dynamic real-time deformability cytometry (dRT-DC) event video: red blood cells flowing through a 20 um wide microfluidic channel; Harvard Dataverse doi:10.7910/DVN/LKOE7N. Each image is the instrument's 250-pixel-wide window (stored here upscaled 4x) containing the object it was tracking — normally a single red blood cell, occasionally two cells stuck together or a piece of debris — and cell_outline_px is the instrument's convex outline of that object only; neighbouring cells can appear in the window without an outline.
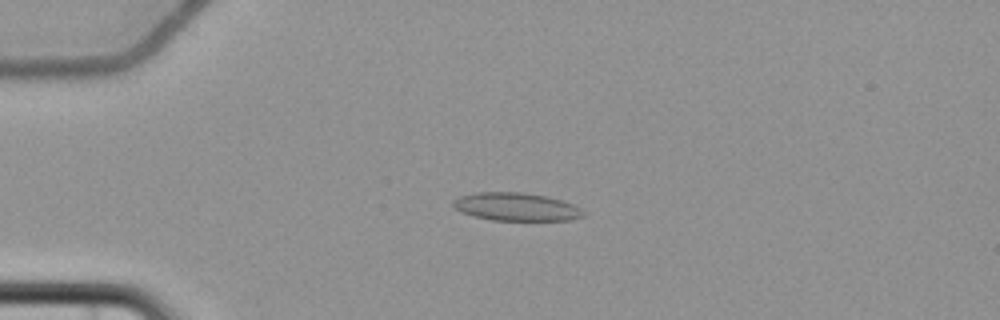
{"species": "common noctule bat (a hibernating species)", "species_latin": "Nyctalus noctula", "temperature_condition": "cold", "stored_images_in_passage": 7, "camera_frame_rate_fps": 3000, "um_per_image_px": 0.085, "animal": {"sex": "female", "body_mass_g": 22.7, "forearm_length_mm": 54.2}, "frame": {"image": 1, "passage_image": 4, "time_ms": 3.667, "image_size_px": [1000, 320], "cell_outline_px": [[584, 216], [572, 220], [492, 220], [460, 212], [452, 204], [452, 200], [460, 196], [476, 192], [524, 192], [564, 200], [580, 208], [584, 212]], "centroid_in_image_um": [43.88, 17.57], "position_along_channel_um": 41.1, "area_um2": 21.27}}
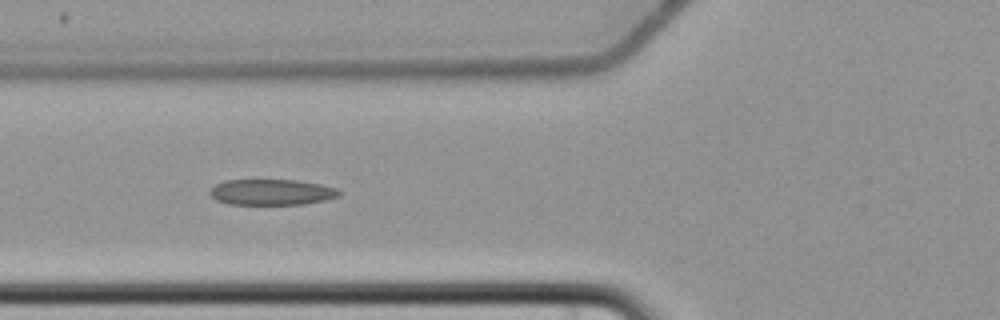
{"frame": {"image": 2, "passage_image": 6, "time_ms": 6.333, "image_size_px": [1000, 320], "cell_outline_px": [[340, 196], [324, 200], [304, 204], [228, 204], [216, 200], [208, 192], [216, 184], [224, 180], [296, 180], [320, 184], [336, 188], [340, 192]], "centroid_in_image_um": [23.07, 16.33], "position_along_channel_um": 102.7, "area_um2": 19.36}}
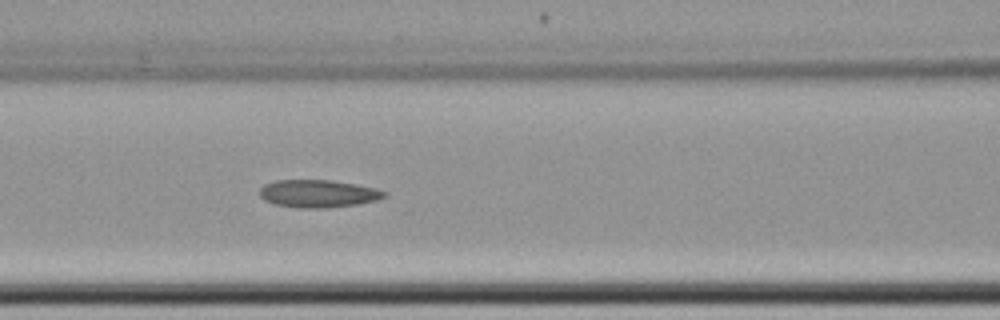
{"frame": {"image": 3, "passage_image": 7, "time_ms": 7.333, "image_size_px": [1000, 320], "cell_outline_px": [[388, 196], [376, 200], [356, 204], [328, 208], [300, 208], [276, 204], [264, 200], [260, 196], [260, 188], [264, 184], [276, 180], [332, 180], [356, 184], [376, 188], [388, 192]], "centroid_in_image_um": [27.06, 16.45], "position_along_channel_um": 139.5, "area_um2": 20.17}}